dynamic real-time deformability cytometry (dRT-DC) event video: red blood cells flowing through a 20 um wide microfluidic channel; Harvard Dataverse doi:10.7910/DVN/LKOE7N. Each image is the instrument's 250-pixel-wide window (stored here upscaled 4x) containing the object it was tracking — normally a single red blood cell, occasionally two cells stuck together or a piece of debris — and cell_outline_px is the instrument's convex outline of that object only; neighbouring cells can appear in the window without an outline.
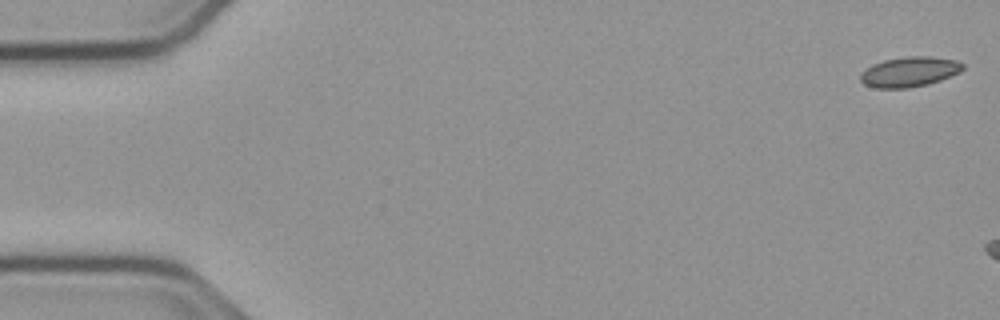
{"species": "common noctule bat (a hibernating species)", "species_latin": "Nyctalus noctula", "temperature_condition": "cold", "stored_images_in_passage": 7, "camera_frame_rate_fps": 3000, "um_per_image_px": 0.085, "animal": {"sex": "male", "body_mass_g": 23.1, "forearm_length_mm": 52.7}, "frame": {"image": 1, "passage_image": 1, "time_ms": 0.0, "image_size_px": [1000, 320], "cell_outline_px": [[964, 68], [960, 72], [940, 80], [928, 84], [908, 88], [876, 88], [864, 84], [860, 80], [860, 72], [872, 64], [884, 60], [908, 56], [928, 56], [956, 60], [964, 64]], "centroid_in_image_um": [77.29, 6.1], "position_along_channel_um": 7.7, "area_um2": 17.98}}